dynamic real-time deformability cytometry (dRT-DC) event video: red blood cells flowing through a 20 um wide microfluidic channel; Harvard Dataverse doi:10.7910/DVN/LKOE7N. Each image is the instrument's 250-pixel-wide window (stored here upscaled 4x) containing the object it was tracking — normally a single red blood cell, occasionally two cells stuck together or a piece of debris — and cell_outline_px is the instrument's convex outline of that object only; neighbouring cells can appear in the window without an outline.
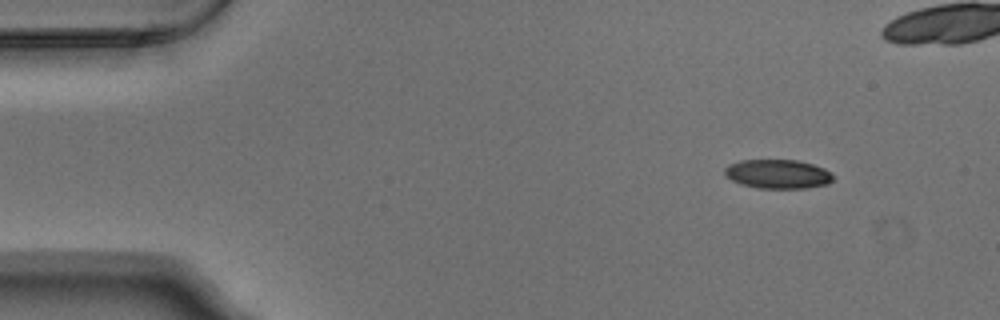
{"species": "Egyptian fruit bat (a non-hibernating species)", "species_latin": "Rousettus aegyptiacus", "temperature_condition": "warm", "stored_images_in_passage": 4, "camera_frame_rate_fps": 3000, "um_per_image_px": 0.085, "animal": {"sex": "male"}, "frame": {"image": 1, "passage_image": 1, "time_ms": 0.0, "image_size_px": [1000, 320], "cell_outline_px": [[832, 180], [828, 184], [808, 188], [756, 188], [740, 184], [724, 176], [724, 168], [728, 164], [740, 160], [796, 160], [812, 164], [824, 168], [832, 172]], "centroid_in_image_um": [66.08, 14.79], "position_along_channel_um": 18.9, "area_um2": 18.55}}